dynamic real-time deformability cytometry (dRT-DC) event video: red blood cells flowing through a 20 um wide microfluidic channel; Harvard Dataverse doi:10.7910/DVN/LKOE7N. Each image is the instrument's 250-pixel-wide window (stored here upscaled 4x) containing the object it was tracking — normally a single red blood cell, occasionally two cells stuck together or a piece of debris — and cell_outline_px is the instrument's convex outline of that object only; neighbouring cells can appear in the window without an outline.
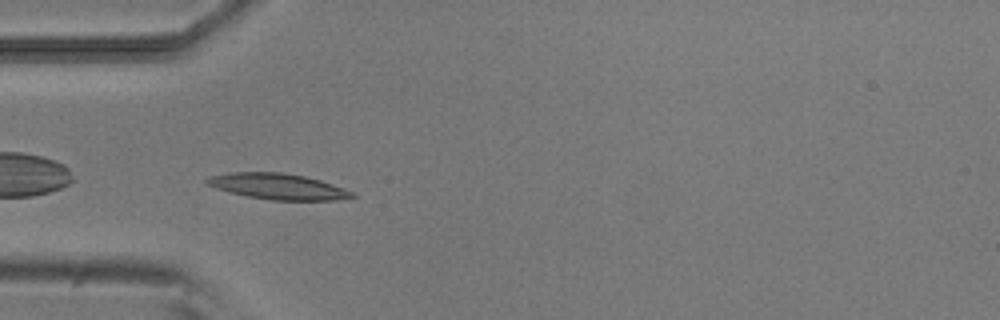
{"species": "common noctule bat (a hibernating species)", "species_latin": "Nyctalus noctula", "temperature_condition": "room temperature", "stored_images_in_passage": 38, "camera_frame_rate_fps": 3000, "um_per_image_px": 0.085, "animal": {"sex": "male", "body_mass_g": 20.5, "forearm_length_mm": 52.5}, "frame": {"image": 1, "passage_image": 2, "time_ms": 0.333, "image_size_px": [1000, 320], "cell_outline_px": [[356, 196], [336, 200], [272, 200], [248, 196], [228, 192], [216, 188], [208, 184], [204, 180], [212, 176], [228, 172], [280, 172], [304, 176], [320, 180], [344, 188], [352, 192]], "centroid_in_image_um": [23.61, 15.84], "position_along_channel_um": 61.4, "area_um2": 21.68}}
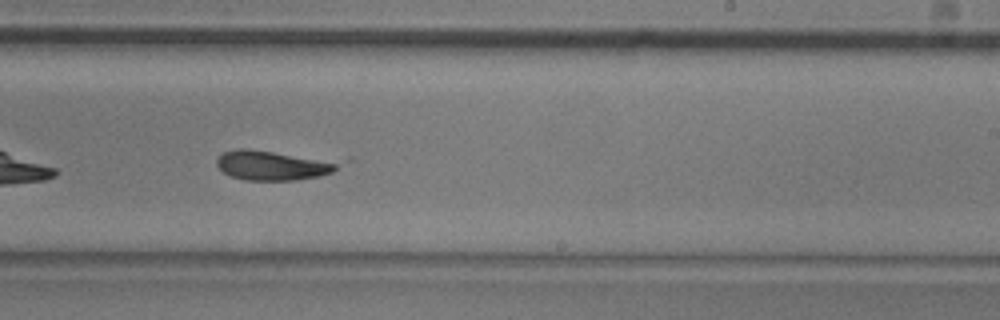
{"frame": {"image": 2, "passage_image": 18, "time_ms": 5.667, "image_size_px": [1000, 320], "cell_outline_px": [[352, 160], [332, 172], [320, 176], [296, 180], [244, 180], [228, 176], [216, 164], [216, 160], [224, 152], [236, 148], [248, 148], [352, 156]], "centroid_in_image_um": [23.62, 13.96], "position_along_channel_um": 265.4, "area_um2": 23.81}}
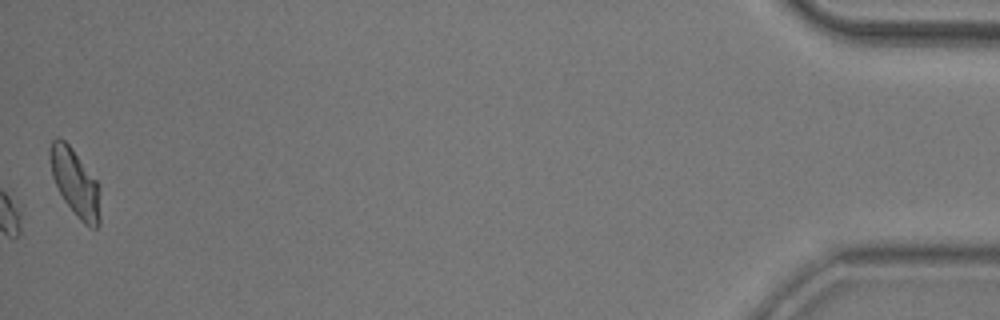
{"frame": {"image": 3, "passage_image": 38, "time_ms": 12.333, "image_size_px": [1000, 320], "cell_outline_px": [[100, 224], [96, 228], [92, 228], [84, 224], [76, 216], [64, 200], [52, 176], [48, 156], [48, 148], [52, 140], [56, 136], [60, 136], [72, 148], [100, 184]], "centroid_in_image_um": [6.39, 15.51], "position_along_channel_um": 428.8, "area_um2": 20.06}}